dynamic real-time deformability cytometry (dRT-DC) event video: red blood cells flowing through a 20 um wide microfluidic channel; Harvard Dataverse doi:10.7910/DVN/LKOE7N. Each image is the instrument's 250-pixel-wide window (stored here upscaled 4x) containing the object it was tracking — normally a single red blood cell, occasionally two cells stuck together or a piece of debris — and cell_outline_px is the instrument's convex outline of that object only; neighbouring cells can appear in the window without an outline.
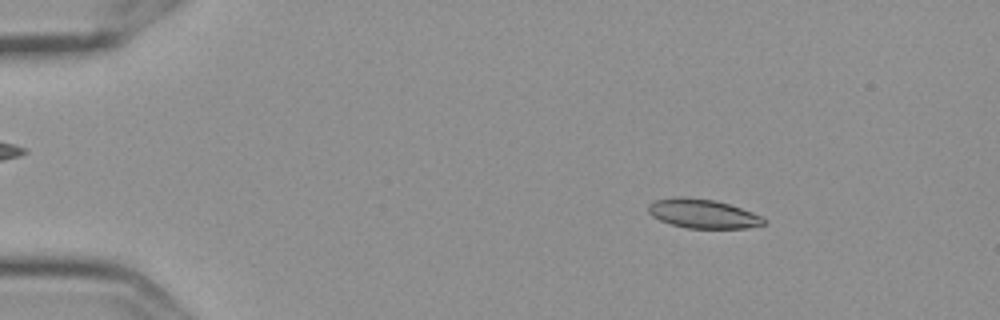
{"species": "Egyptian fruit bat (a non-hibernating species)", "species_latin": "Rousettus aegyptiacus", "temperature_condition": "cold", "stored_images_in_passage": 58, "camera_frame_rate_fps": 3000, "um_per_image_px": 0.085, "frame": {"image": 1, "passage_image": 10, "time_ms": 3.0, "image_size_px": [1000, 320], "cell_outline_px": [[764, 224], [744, 228], [688, 228], [672, 224], [660, 220], [652, 216], [648, 212], [648, 208], [656, 200], [680, 196], [712, 200], [728, 204], [740, 208], [760, 216], [764, 220]], "centroid_in_image_um": [59.71, 18.17], "position_along_channel_um": 25.3, "area_um2": 19.02}}
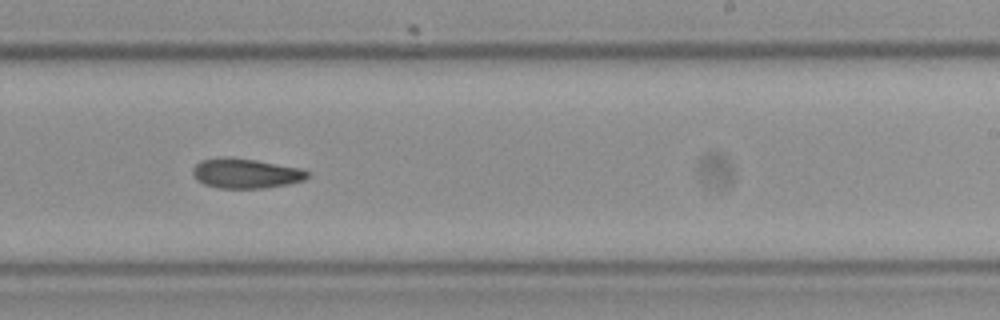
{"frame": {"image": 2, "passage_image": 37, "time_ms": 12.0, "image_size_px": [1000, 320], "cell_outline_px": [[308, 176], [304, 180], [288, 184], [264, 188], [220, 188], [204, 184], [192, 172], [192, 168], [200, 160], [224, 156], [232, 156], [256, 160], [300, 168], [308, 172]], "centroid_in_image_um": [20.88, 14.72], "position_along_channel_um": 268.1, "area_um2": 19.88}}
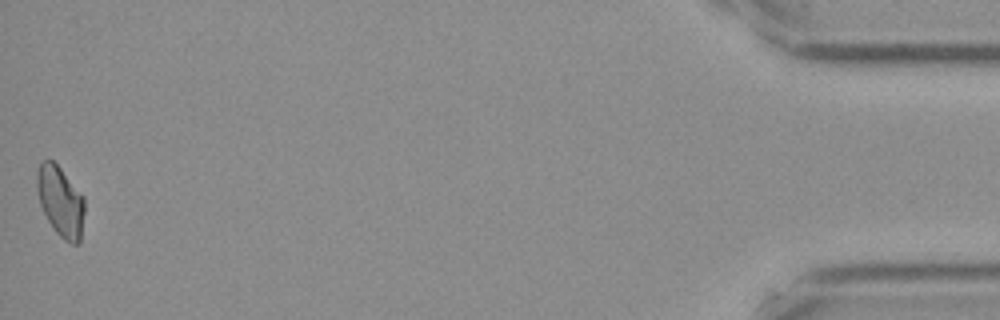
{"frame": {"image": 3, "passage_image": 58, "time_ms": 19.0, "image_size_px": [1000, 320], "cell_outline_px": [[84, 212], [80, 244], [72, 244], [64, 240], [56, 232], [48, 220], [40, 204], [36, 188], [36, 172], [40, 164], [44, 160], [52, 160], [60, 168], [84, 196]], "centroid_in_image_um": [5.14, 17.13], "position_along_channel_um": 430.1, "area_um2": 19.48}}